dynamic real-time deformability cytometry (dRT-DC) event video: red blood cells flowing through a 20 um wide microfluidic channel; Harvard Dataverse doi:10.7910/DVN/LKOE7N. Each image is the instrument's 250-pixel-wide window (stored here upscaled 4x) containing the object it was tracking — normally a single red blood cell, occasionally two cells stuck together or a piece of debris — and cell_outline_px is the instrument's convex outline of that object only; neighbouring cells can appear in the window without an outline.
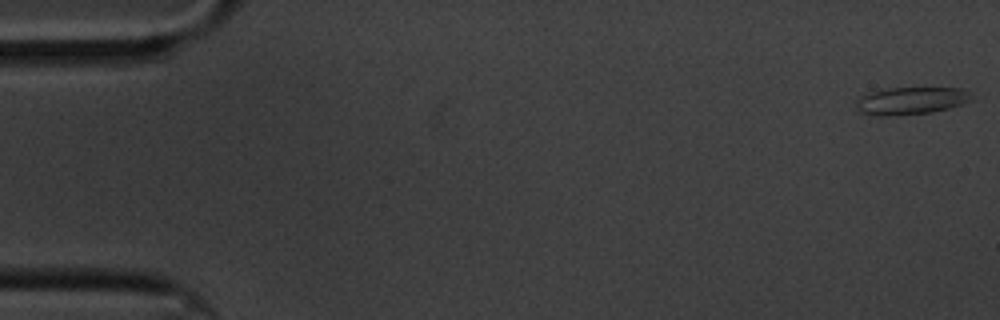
{"species": "common noctule bat (a hibernating species)", "species_latin": "Nyctalus noctula", "temperature_condition": "cold", "stored_images_in_passage": 59, "camera_frame_rate_fps": 3000, "um_per_image_px": 0.085, "animal": {"sex": "male", "body_mass_g": 20.1, "forearm_length_mm": 53.5}, "frame": {"image": 1, "passage_image": 1, "time_ms": 0.0, "image_size_px": [1000, 320], "cell_outline_px": [[972, 100], [948, 108], [932, 112], [896, 116], [876, 116], [860, 112], [856, 108], [856, 100], [860, 96], [872, 92], [888, 88], [960, 88], [968, 92]], "centroid_in_image_um": [77.37, 8.58], "position_along_channel_um": 7.6, "area_um2": 18.38}}
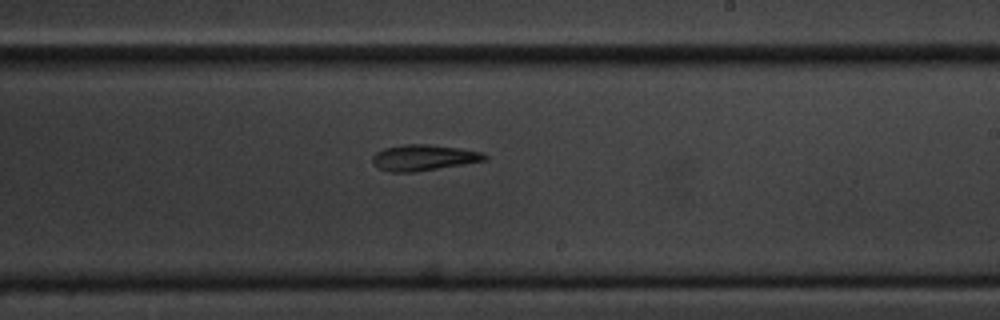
{"frame": {"image": 2, "passage_image": 35, "time_ms": 11.333, "image_size_px": [1000, 320], "cell_outline_px": [[488, 160], [464, 164], [412, 172], [388, 172], [372, 164], [372, 156], [376, 152], [384, 148], [404, 144], [424, 144], [460, 148], [484, 152], [488, 156]], "centroid_in_image_um": [36.01, 13.39], "position_along_channel_um": 253.0, "area_um2": 16.99}}
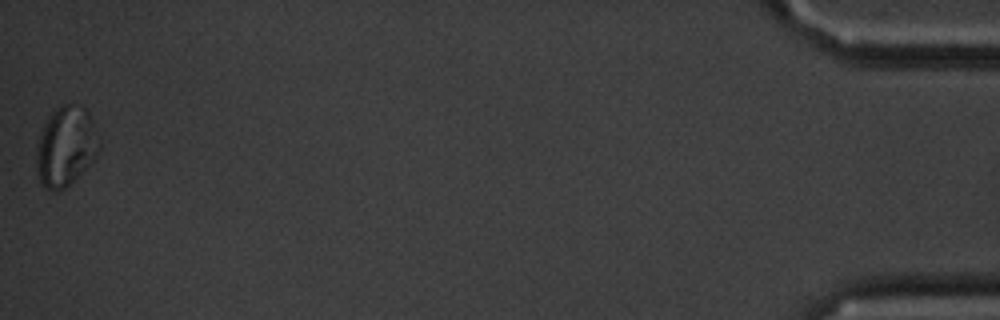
{"frame": {"image": 3, "passage_image": 59, "time_ms": 19.333, "image_size_px": [1000, 320], "cell_outline_px": [[100, 148], [96, 156], [64, 188], [52, 192], [44, 188], [40, 184], [36, 176], [36, 148], [44, 124], [48, 116], [52, 112], [64, 104], [72, 104], [84, 108], [88, 112], [92, 120], [100, 144]], "centroid_in_image_um": [5.55, 12.46], "position_along_channel_um": 429.6, "area_um2": 28.84}, "authors_computed_cell_mechanics": {"area_um2": 17.629, "velocity_mm_per_s": 3.3819, "shape_relaxation_time_tau1_ms": 4.3771, "shape_relaxation_time_tau2_ms": 7.5169, "deformation_change_tau1": 0.1298, "deformation_change_tau2": 0.1727}}